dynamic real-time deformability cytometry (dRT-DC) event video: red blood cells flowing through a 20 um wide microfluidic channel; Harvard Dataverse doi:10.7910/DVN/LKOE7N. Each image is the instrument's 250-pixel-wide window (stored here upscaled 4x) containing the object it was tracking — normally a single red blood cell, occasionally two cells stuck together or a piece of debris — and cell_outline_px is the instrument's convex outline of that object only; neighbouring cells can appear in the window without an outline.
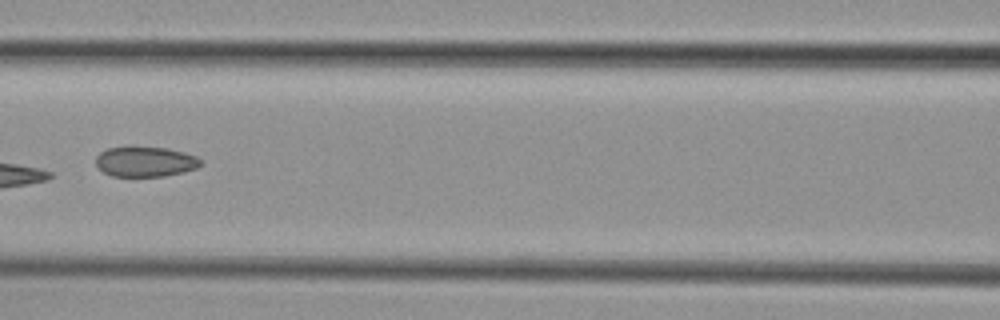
{"species": "common noctule bat (a hibernating species)", "species_latin": "Nyctalus noctula", "temperature_condition": "cold", "stored_images_in_passage": 7, "camera_frame_rate_fps": 3000, "um_per_image_px": 0.085, "animal": {"sex": "female", "body_mass_g": 29.2, "forearm_length_mm": 56.3}, "frame": {"image": 1, "passage_image": 6, "time_ms": 6.0, "image_size_px": [1000, 320], "cell_outline_px": [[200, 164], [196, 168], [184, 172], [164, 176], [112, 176], [104, 172], [96, 164], [96, 156], [100, 152], [108, 148], [128, 144], [132, 144], [168, 148], [184, 152], [196, 156], [200, 160]], "centroid_in_image_um": [12.31, 13.69], "position_along_channel_um": 154.3, "area_um2": 18.96}}
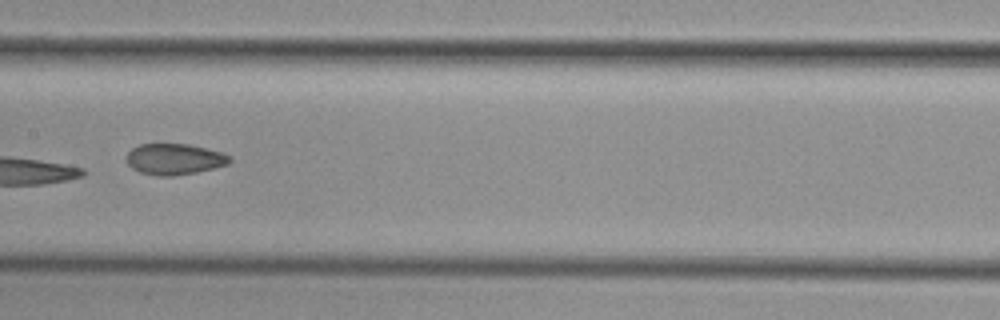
{"frame": {"image": 2, "passage_image": 7, "time_ms": 7.0, "image_size_px": [1000, 320], "cell_outline_px": [[232, 160], [228, 164], [196, 172], [172, 176], [156, 176], [140, 172], [132, 168], [124, 160], [128, 152], [132, 148], [140, 144], [188, 144], [220, 152], [232, 156]], "centroid_in_image_um": [14.79, 13.53], "position_along_channel_um": 192.6, "area_um2": 18.67}}